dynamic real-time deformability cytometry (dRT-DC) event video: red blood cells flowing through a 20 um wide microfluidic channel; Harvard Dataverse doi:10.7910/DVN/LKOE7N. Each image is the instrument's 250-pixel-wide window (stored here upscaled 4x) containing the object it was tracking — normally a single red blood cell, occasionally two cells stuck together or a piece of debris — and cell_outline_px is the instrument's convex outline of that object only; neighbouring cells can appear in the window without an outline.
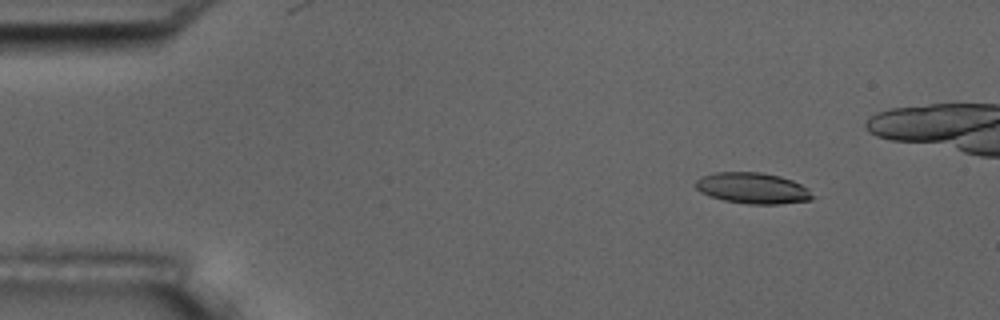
{"species": "common noctule bat (a hibernating species)", "species_latin": "Nyctalus noctula", "temperature_condition": "room temperature", "stored_images_in_passage": 4, "camera_frame_rate_fps": 3000, "um_per_image_px": 0.085, "animal": {"sex": "male", "body_mass_g": 17.5, "forearm_length_mm": 52.3}, "frame": {"image": 1, "passage_image": 1, "time_ms": 0.0, "image_size_px": [1000, 320], "cell_outline_px": [[816, 196], [812, 200], [780, 204], [748, 204], [724, 200], [708, 196], [700, 192], [692, 184], [700, 176], [716, 172], [760, 172], [780, 176], [792, 180], [808, 188]], "centroid_in_image_um": [63.97, 15.99], "position_along_channel_um": 21.0, "area_um2": 21.44}}